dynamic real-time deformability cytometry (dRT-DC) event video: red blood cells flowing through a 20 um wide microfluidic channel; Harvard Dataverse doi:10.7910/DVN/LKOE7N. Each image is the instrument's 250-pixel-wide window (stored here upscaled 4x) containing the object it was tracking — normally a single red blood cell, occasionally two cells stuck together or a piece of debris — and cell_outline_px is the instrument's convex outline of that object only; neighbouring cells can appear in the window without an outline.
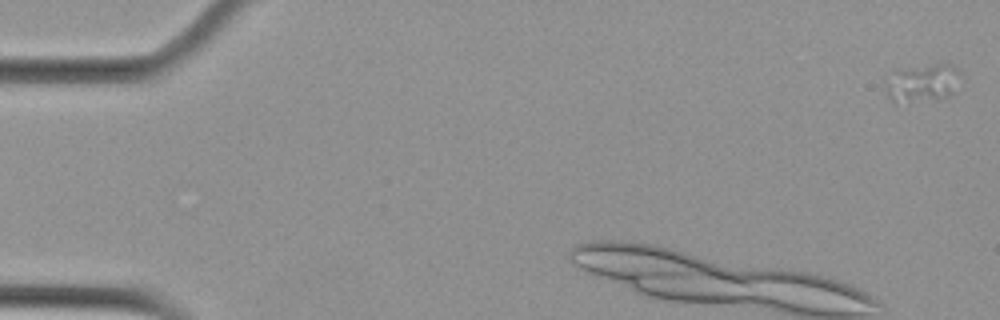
{"species": "Egyptian fruit bat (a non-hibernating species)", "species_latin": "Rousettus aegyptiacus", "temperature_condition": "cold", "stored_images_in_passage": 9, "camera_frame_rate_fps": 3000, "um_per_image_px": 0.085, "animal": {"sex": "female"}, "frame": {"image": 1, "passage_image": 1, "time_ms": 0.0, "image_size_px": [1000, 320], "cell_outline_px": [[964, 76], [952, 92], [948, 96], [940, 100], [892, 100], [888, 96], [884, 88], [884, 84], [896, 68], [944, 60], [960, 68]], "centroid_in_image_um": [78.51, 6.93], "position_along_channel_um": 6.5, "area_um2": 17.57}}